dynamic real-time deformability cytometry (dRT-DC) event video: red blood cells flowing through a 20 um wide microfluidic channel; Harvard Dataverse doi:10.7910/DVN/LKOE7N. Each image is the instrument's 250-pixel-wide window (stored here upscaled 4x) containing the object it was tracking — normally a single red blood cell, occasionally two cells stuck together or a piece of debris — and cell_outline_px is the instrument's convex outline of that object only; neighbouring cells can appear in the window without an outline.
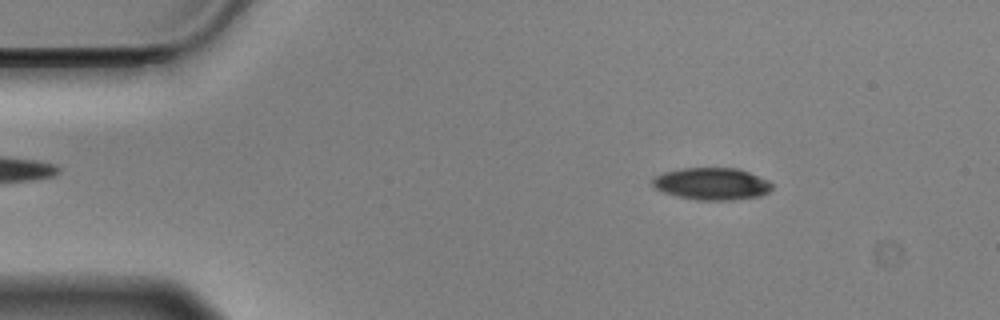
{"species": "Egyptian fruit bat (a non-hibernating species)", "species_latin": "Rousettus aegyptiacus", "temperature_condition": "cold", "stored_images_in_passage": 56, "camera_frame_rate_fps": 3000, "um_per_image_px": 0.085, "animal": {"sex": "male"}, "frame": {"image": 1, "passage_image": 8, "time_ms": 2.333, "image_size_px": [1000, 320], "cell_outline_px": [[772, 188], [768, 192], [760, 196], [732, 200], [696, 200], [676, 196], [664, 192], [656, 188], [652, 184], [652, 180], [656, 176], [664, 172], [680, 168], [736, 168], [748, 172], [768, 180], [772, 184]], "centroid_in_image_um": [60.5, 15.63], "position_along_channel_um": 24.5, "area_um2": 22.31}}
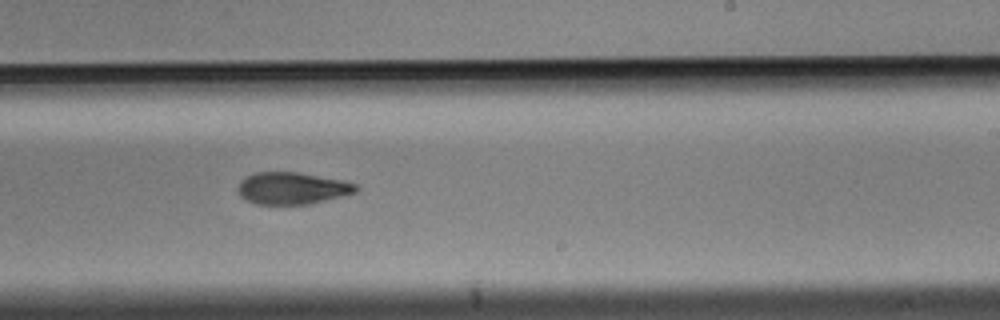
{"frame": {"image": 2, "passage_image": 34, "time_ms": 11.0, "image_size_px": [1000, 320], "cell_outline_px": [[360, 188], [356, 192], [308, 204], [256, 204], [240, 196], [236, 188], [240, 180], [244, 176], [256, 172], [300, 172], [344, 180], [360, 184]], "centroid_in_image_um": [24.83, 15.98], "position_along_channel_um": 264.2, "area_um2": 22.25}}
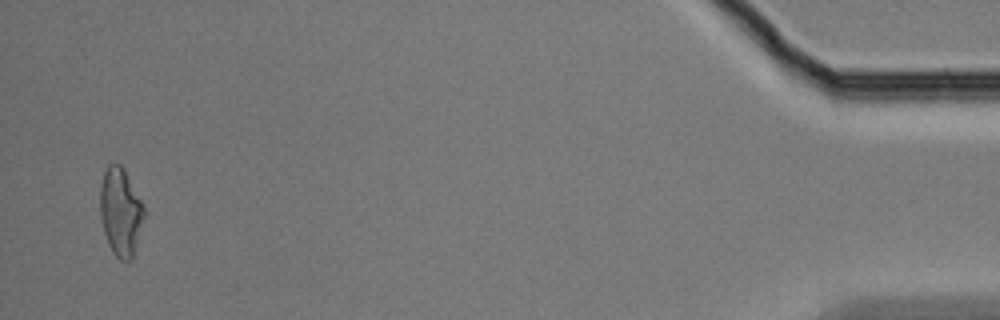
{"frame": {"image": 3, "passage_image": 55, "time_ms": 18.0, "image_size_px": [1000, 320], "cell_outline_px": [[144, 216], [132, 260], [120, 260], [112, 252], [108, 244], [104, 232], [100, 216], [100, 188], [104, 172], [108, 164], [120, 164], [124, 168], [144, 204]], "centroid_in_image_um": [10.25, 17.99], "position_along_channel_um": 425.0, "area_um2": 22.54}, "authors_computed_cell_mechanics": {"area_um2": 22.6865, "velocity_mm_per_s": 3.525, "shape_relaxation_time_tau1_ms": 3.6875, "shape_relaxation_time_tau2_ms": 8.1581, "deformation_change_tau1": 0.1291, "deformation_change_tau2": 0.1668}}